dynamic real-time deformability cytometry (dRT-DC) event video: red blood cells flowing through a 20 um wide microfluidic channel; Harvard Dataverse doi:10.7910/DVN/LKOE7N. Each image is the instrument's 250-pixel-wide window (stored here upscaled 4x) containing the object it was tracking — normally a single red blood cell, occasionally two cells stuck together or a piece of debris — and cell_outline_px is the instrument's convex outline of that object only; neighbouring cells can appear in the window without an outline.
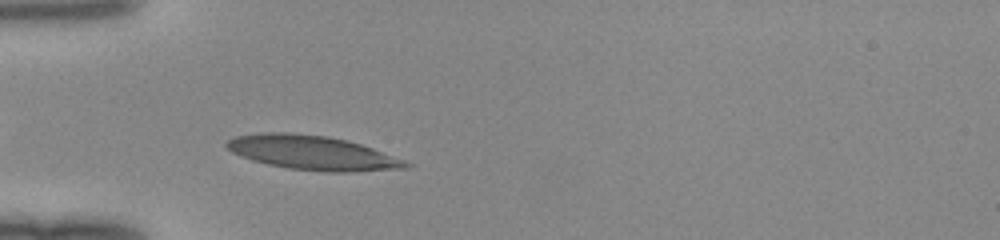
{"species": "human", "species_latin": "Homo sapiens", "temperature_condition": "room temperature", "stored_images_in_passage": 38, "camera_frame_rate_fps": 3000, "um_per_image_px": 0.085, "donor": {"sex": "female"}, "frame": {"image": 1, "passage_image": 7, "time_ms": 2.0, "image_size_px": [1000, 240], "cell_outline_px": [[416, 164], [408, 168], [348, 172], [324, 172], [288, 168], [268, 164], [252, 160], [240, 156], [232, 152], [224, 144], [228, 140], [236, 136], [260, 132], [288, 132], [328, 136], [348, 140], [372, 148]], "centroid_in_image_um": [26.57, 12.98], "position_along_channel_um": 58.4, "area_um2": 35.95}}
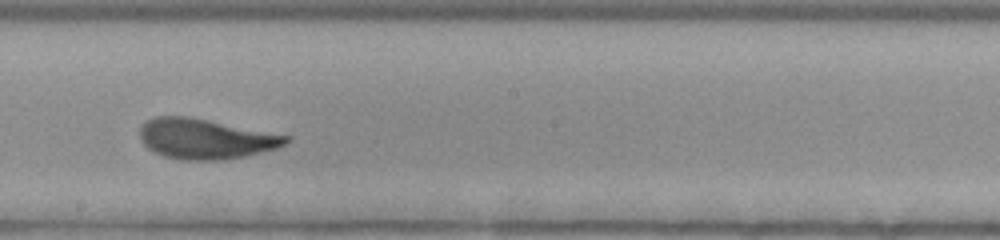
{"frame": {"image": 2, "passage_image": 20, "time_ms": 6.333, "image_size_px": [1000, 240], "cell_outline_px": [[292, 136], [288, 144], [276, 148], [244, 156], [220, 160], [184, 160], [164, 156], [152, 152], [140, 140], [140, 124], [144, 120], [156, 116], [188, 116]], "centroid_in_image_um": [17.44, 11.79], "position_along_channel_um": 230.8, "area_um2": 34.45}}
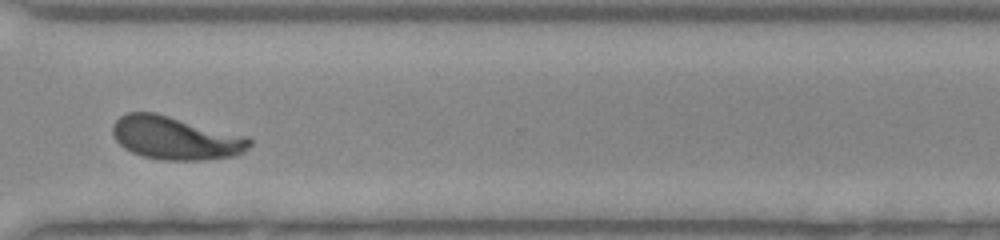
{"frame": {"image": 3, "passage_image": 29, "time_ms": 9.333, "image_size_px": [1000, 240], "cell_outline_px": [[252, 144], [244, 152], [232, 156], [204, 160], [164, 160], [144, 156], [132, 152], [124, 148], [112, 136], [112, 124], [120, 116], [128, 112], [156, 112], [248, 136], [252, 140]], "centroid_in_image_um": [14.92, 11.72], "position_along_channel_um": 355.7, "area_um2": 34.68}}